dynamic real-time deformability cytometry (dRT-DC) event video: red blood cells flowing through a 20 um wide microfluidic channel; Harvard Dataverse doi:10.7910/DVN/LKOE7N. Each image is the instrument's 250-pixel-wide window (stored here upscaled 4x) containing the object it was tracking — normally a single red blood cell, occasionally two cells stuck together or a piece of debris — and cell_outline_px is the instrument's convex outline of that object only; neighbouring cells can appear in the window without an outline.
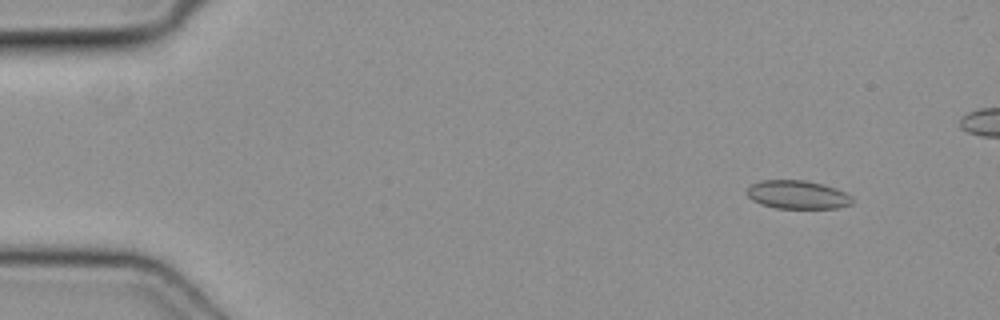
{"species": "common noctule bat (a hibernating species)", "species_latin": "Nyctalus noctula", "temperature_condition": "cold", "stored_images_in_passage": 10, "camera_frame_rate_fps": 3000, "um_per_image_px": 0.085, "animal": {"sex": "female", "body_mass_g": 19.3, "forearm_length_mm": 54.1}, "frame": {"image": 1, "passage_image": 6, "time_ms": 1.667, "image_size_px": [1000, 320], "cell_outline_px": [[852, 204], [840, 208], [776, 208], [760, 204], [752, 200], [748, 196], [748, 188], [752, 184], [760, 180], [804, 180], [836, 188], [852, 196]], "centroid_in_image_um": [67.79, 16.55], "position_along_channel_um": 17.2, "area_um2": 17.4}}